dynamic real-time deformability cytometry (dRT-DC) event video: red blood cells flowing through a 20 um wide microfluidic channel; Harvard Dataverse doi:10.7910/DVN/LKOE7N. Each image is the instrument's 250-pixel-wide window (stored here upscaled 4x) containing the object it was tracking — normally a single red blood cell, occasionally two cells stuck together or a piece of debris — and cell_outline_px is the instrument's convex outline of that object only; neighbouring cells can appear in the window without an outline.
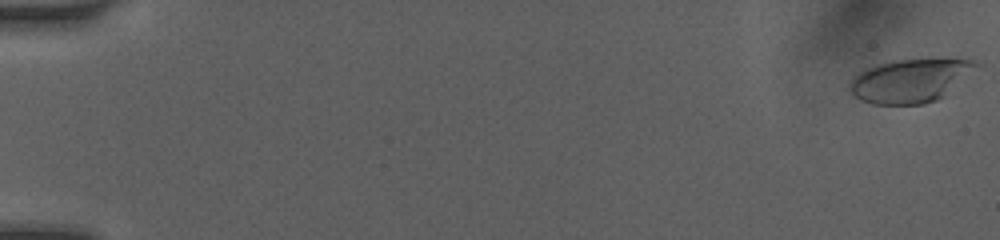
{"species": "human", "species_latin": "Homo sapiens", "temperature_condition": "room temperature", "stored_images_in_passage": 29, "camera_frame_rate_fps": 3000, "um_per_image_px": 0.085, "donor": {"sex": "female"}, "frame": {"image": 1, "passage_image": 1, "time_ms": 0.0, "image_size_px": [1000, 240], "cell_outline_px": [[984, 64], [944, 96], [936, 100], [924, 104], [872, 104], [860, 100], [848, 92], [848, 84], [852, 76], [864, 68], [892, 60], [976, 60]], "centroid_in_image_um": [77.35, 6.86], "position_along_channel_um": 7.7, "area_um2": 32.37}}
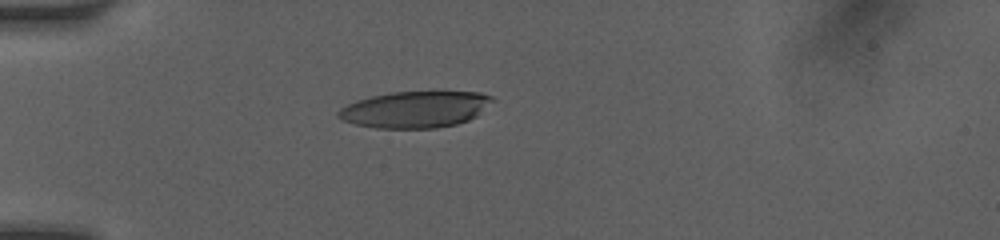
{"frame": {"image": 2, "passage_image": 24, "time_ms": 5.0, "image_size_px": [1000, 240], "cell_outline_px": [[496, 100], [476, 116], [468, 120], [456, 124], [436, 128], [376, 128], [356, 124], [340, 120], [336, 116], [336, 112], [340, 108], [356, 100], [372, 96], [392, 92], [480, 92], [492, 96]], "centroid_in_image_um": [35.28, 9.3], "position_along_channel_um": 49.7, "area_um2": 32.83}}